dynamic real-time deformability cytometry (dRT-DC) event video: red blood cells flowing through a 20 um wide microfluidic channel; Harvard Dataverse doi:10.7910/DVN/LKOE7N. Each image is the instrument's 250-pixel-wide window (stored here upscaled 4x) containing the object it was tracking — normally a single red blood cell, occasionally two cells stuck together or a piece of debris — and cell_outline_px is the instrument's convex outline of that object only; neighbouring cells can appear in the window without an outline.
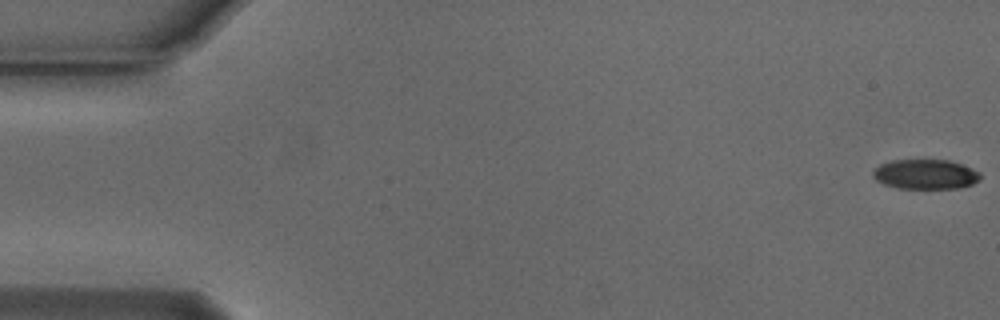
{"species": "Egyptian fruit bat (a non-hibernating species)", "species_latin": "Rousettus aegyptiacus", "temperature_condition": "cold", "stored_images_in_passage": 55, "camera_frame_rate_fps": 3000, "um_per_image_px": 0.085, "animal": {"sex": "male"}, "frame": {"image": 1, "passage_image": 1, "time_ms": 0.0, "image_size_px": [1000, 320], "cell_outline_px": [[980, 180], [972, 184], [960, 188], [896, 188], [884, 184], [876, 180], [872, 176], [872, 172], [880, 164], [892, 160], [948, 160], [972, 168], [980, 172]], "centroid_in_image_um": [78.66, 14.81], "position_along_channel_um": 6.3, "area_um2": 18.61}}
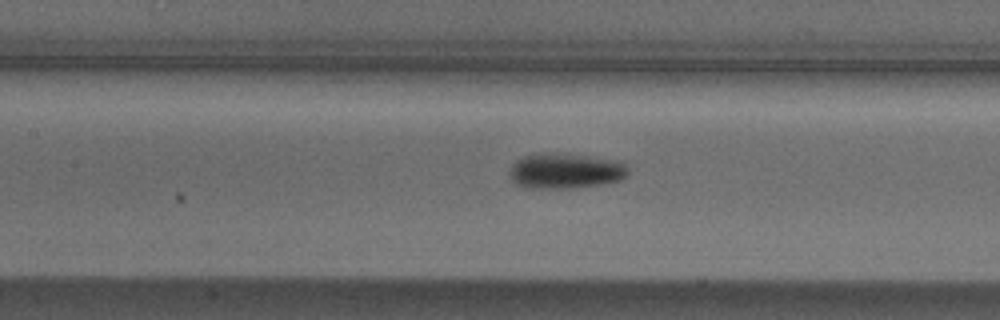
{"frame": {"image": 2, "passage_image": 25, "time_ms": 8.0, "image_size_px": [1000, 320], "cell_outline_px": [[628, 172], [620, 180], [600, 184], [568, 188], [528, 188], [516, 184], [512, 180], [508, 172], [512, 164], [520, 156], [536, 152], [560, 152], [592, 156], [620, 160], [628, 164]], "centroid_in_image_um": [48.03, 14.48], "position_along_channel_um": 159.4, "area_um2": 25.09}}
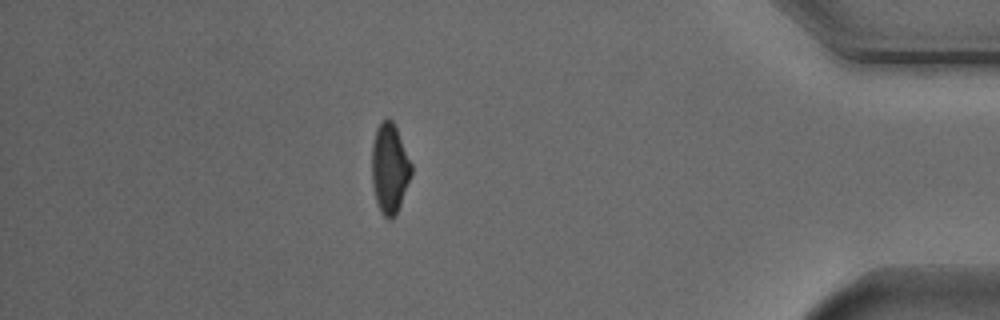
{"frame": {"image": 3, "passage_image": 48, "time_ms": 15.667, "image_size_px": [1000, 320], "cell_outline_px": [[412, 172], [400, 204], [392, 220], [388, 220], [384, 216], [376, 200], [372, 184], [372, 144], [376, 128], [388, 116], [392, 120], [396, 128], [412, 164]], "centroid_in_image_um": [33.11, 14.29], "position_along_channel_um": 402.1, "area_um2": 20.4}, "authors_computed_cell_mechanics": {"area_um2": 21.2126, "velocity_mm_per_s": 3.7601, "shape_relaxation_time_tau1_ms": 3.6778, "shape_relaxation_time_tau2_ms": 5.2521, "deformation_change_tau1": 0.1227, "deformation_change_tau2": 0.1042}}